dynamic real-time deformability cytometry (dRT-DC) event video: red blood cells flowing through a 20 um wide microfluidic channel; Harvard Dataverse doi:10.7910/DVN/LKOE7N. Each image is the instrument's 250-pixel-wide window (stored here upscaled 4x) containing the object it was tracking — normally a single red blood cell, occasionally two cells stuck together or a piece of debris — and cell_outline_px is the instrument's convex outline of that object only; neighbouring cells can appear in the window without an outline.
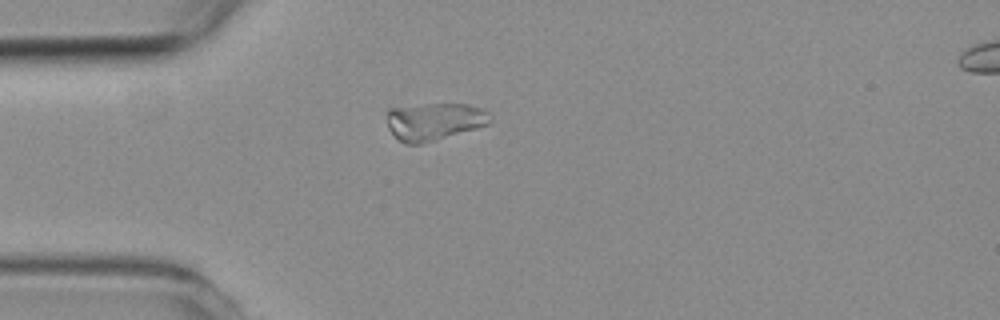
{"species": "common noctule bat (a hibernating species)", "species_latin": "Nyctalus noctula", "temperature_condition": "room temperature", "stored_images_in_passage": 4, "segment_of_instrument_passage": [2, 2], "camera_frame_rate_fps": 3000, "um_per_image_px": 0.085, "animal": {"sex": "female", "body_mass_g": 19.3, "forearm_length_mm": 54.1}, "frame": {"image": 1, "passage_image": 4, "time_ms": 4.0, "image_size_px": [1000, 320], "cell_outline_px": [[492, 120], [488, 124], [476, 128], [436, 140], [420, 144], [408, 144], [400, 140], [388, 128], [388, 108], [428, 104], [468, 104], [484, 108], [492, 116]], "centroid_in_image_um": [36.96, 10.31], "position_along_channel_um": 48.0, "area_um2": 22.48}}